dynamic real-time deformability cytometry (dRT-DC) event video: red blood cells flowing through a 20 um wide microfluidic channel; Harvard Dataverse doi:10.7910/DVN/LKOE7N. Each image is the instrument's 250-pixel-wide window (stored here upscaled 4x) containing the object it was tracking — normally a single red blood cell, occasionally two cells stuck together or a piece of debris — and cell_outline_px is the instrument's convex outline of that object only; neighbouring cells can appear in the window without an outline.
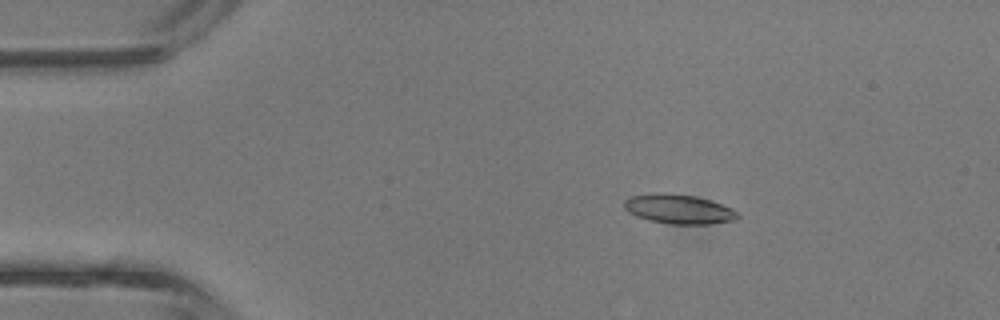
{"species": "common noctule bat (a hibernating species)", "species_latin": "Nyctalus noctula", "temperature_condition": "room temperature", "stored_images_in_passage": 40, "camera_frame_rate_fps": 3000, "um_per_image_px": 0.085, "animal": {"sex": "male", "body_mass_g": 13.3}, "frame": {"image": 1, "passage_image": 6, "time_ms": 1.667, "image_size_px": [1000, 320], "cell_outline_px": [[740, 216], [736, 220], [708, 224], [672, 224], [648, 220], [636, 216], [628, 212], [624, 208], [624, 200], [632, 196], [656, 192], [664, 192], [696, 196], [732, 208], [740, 212]], "centroid_in_image_um": [57.7, 17.77], "position_along_channel_um": 27.3, "area_um2": 19.59}}
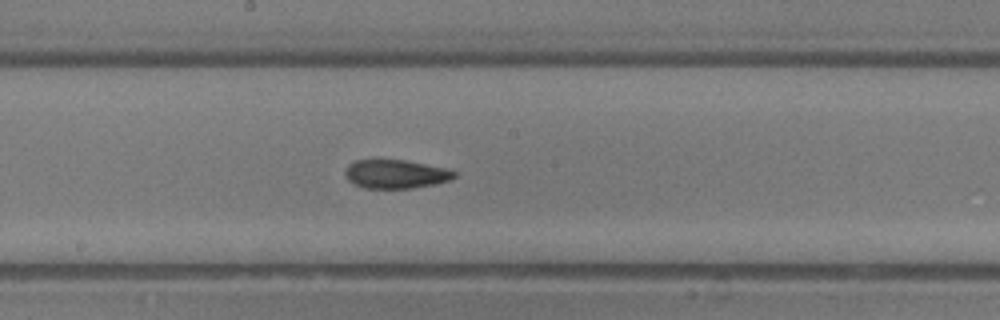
{"frame": {"image": 2, "passage_image": 21, "time_ms": 6.667, "image_size_px": [1000, 320], "cell_outline_px": [[456, 176], [448, 180], [436, 184], [412, 188], [364, 188], [348, 180], [344, 172], [348, 164], [356, 160], [404, 160], [448, 168], [456, 172]], "centroid_in_image_um": [33.64, 14.79], "position_along_channel_um": 214.6, "area_um2": 18.21}}
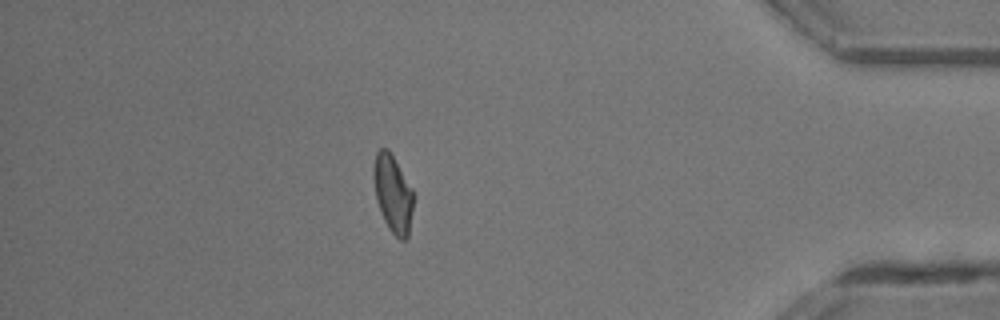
{"frame": {"image": 3, "passage_image": 35, "time_ms": 11.333, "image_size_px": [1000, 320], "cell_outline_px": [[416, 196], [408, 236], [404, 240], [400, 240], [388, 228], [384, 220], [376, 200], [372, 176], [372, 168], [376, 152], [380, 148], [388, 148], [412, 188]], "centroid_in_image_um": [33.4, 16.46], "position_along_channel_um": 401.8, "area_um2": 18.44}, "authors_computed_cell_mechanics": {"area_um2": 18.5249, "velocity_mm_per_s": 4.9605, "shape_relaxation_time_tau1_ms": 3.2902, "shape_relaxation_time_tau2_ms": 1.6955, "deformation_change_tau1": 0.1404, "deformation_change_tau2": 0.0932}}